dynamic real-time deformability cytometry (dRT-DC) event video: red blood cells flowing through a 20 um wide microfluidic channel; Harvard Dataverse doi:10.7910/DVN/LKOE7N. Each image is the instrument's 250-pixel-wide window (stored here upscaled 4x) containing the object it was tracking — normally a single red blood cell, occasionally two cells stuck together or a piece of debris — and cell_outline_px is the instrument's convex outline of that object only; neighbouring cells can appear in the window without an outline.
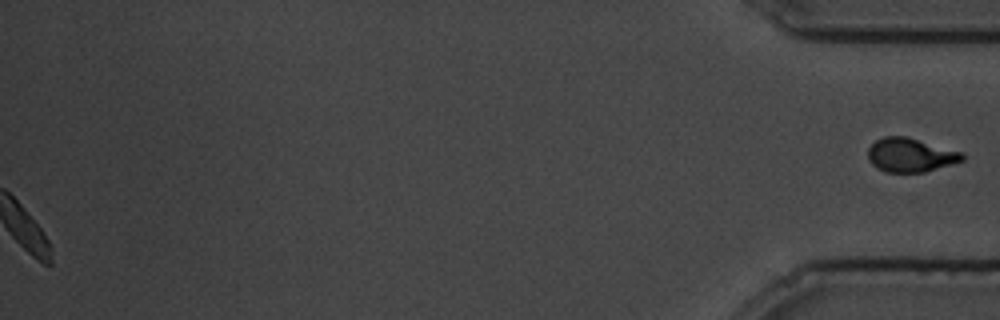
{"species": "common noctule bat (a hibernating species)", "species_latin": "Nyctalus noctula", "temperature_condition": "cold", "stored_images_in_passage": 87, "segment_of_instrument_passage": [2, 2], "camera_frame_rate_fps": 3000, "um_per_image_px": 0.085, "animal": {"sex": "male", "body_mass_g": 19.5, "forearm_length_mm": 54.6}, "frame": {"image": 1, "passage_image": 87, "time_ms": 28.667, "image_size_px": [1000, 320], "cell_outline_px": [[964, 160], [952, 164], [924, 172], [888, 172], [876, 168], [868, 160], [868, 148], [876, 140], [884, 136], [904, 136], [964, 152]], "centroid_in_image_um": [77.39, 13.18], "position_along_channel_um": 357.8, "area_um2": 18.61}}